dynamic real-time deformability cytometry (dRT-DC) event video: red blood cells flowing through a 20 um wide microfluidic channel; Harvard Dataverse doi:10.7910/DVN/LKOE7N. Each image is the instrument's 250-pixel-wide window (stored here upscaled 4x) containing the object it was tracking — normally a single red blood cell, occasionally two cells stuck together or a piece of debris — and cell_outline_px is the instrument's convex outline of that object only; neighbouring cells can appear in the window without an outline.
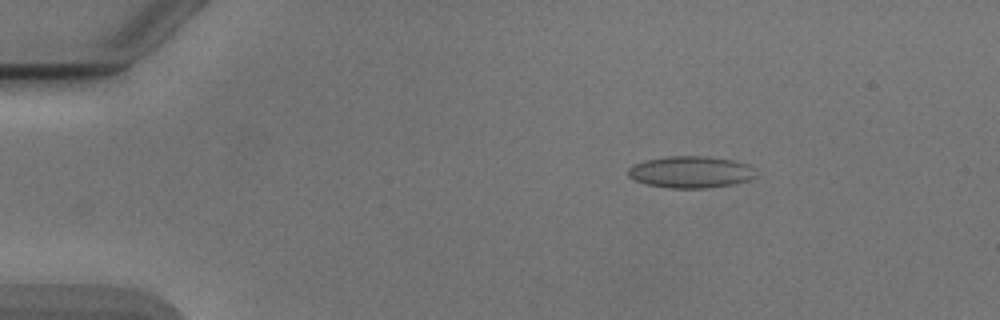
{"species": "Egyptian fruit bat (a non-hibernating species)", "species_latin": "Rousettus aegyptiacus", "temperature_condition": "cold", "stored_images_in_passage": 36, "camera_frame_rate_fps": 3000, "um_per_image_px": 0.085, "animal": {"sex": "male"}, "frame": {"image": 1, "passage_image": 1, "time_ms": 0.0, "image_size_px": [1000, 320], "cell_outline_px": [[756, 176], [748, 180], [732, 184], [708, 188], [668, 188], [648, 184], [636, 180], [628, 176], [628, 168], [632, 164], [644, 160], [668, 156], [704, 156], [732, 160], [748, 164], [752, 168]], "centroid_in_image_um": [58.68, 14.62], "position_along_channel_um": 26.3, "area_um2": 23.58}}
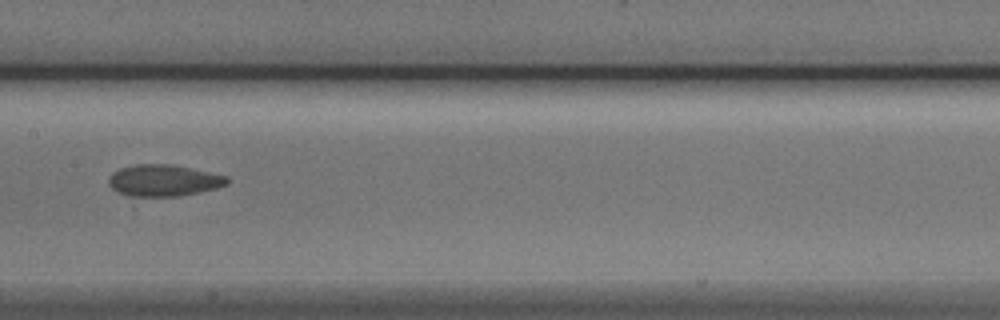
{"frame": {"image": 2, "passage_image": 20, "time_ms": 6.333, "image_size_px": [1000, 320], "cell_outline_px": [[228, 184], [216, 188], [180, 196], [132, 196], [120, 192], [112, 188], [108, 184], [108, 176], [112, 172], [120, 168], [136, 164], [172, 164], [208, 172], [224, 176], [228, 180]], "centroid_in_image_um": [13.86, 15.33], "position_along_channel_um": 193.5, "area_um2": 21.56}}
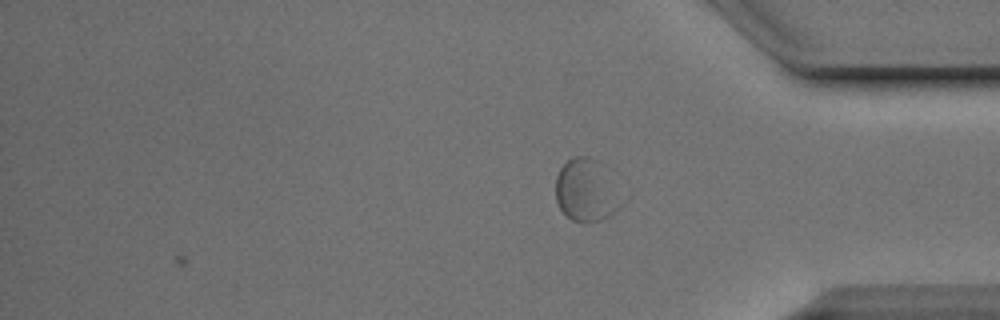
{"frame": {"image": 3, "passage_image": 36, "time_ms": 11.667, "image_size_px": [1000, 320], "cell_outline_px": [[616, 212], [612, 216], [604, 220], [584, 224], [572, 220], [560, 208], [556, 200], [556, 176], [560, 168], [568, 160], [576, 156], [588, 156], [600, 160], [604, 164], [616, 208]], "centroid_in_image_um": [49.71, 16.19], "position_along_channel_um": 385.5, "area_um2": 22.95}}